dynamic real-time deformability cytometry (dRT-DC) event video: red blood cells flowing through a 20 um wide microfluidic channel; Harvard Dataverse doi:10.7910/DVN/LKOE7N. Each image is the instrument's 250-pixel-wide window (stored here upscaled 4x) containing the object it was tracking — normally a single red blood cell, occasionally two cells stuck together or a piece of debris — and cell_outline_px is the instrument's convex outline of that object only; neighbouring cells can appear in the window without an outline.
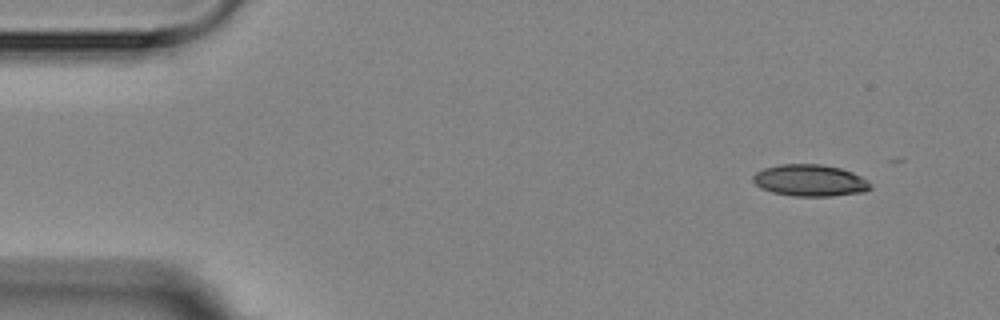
{"species": "Egyptian fruit bat (a non-hibernating species)", "species_latin": "Rousettus aegyptiacus", "temperature_condition": "room temperature", "stored_images_in_passage": 2, "camera_frame_rate_fps": 3000, "um_per_image_px": 0.085, "animal": {"sex": "female"}, "frame": {"image": 1, "passage_image": 1, "time_ms": 0.0, "image_size_px": [1000, 320], "cell_outline_px": [[872, 188], [864, 192], [832, 196], [792, 196], [772, 192], [760, 188], [752, 180], [752, 176], [756, 172], [764, 168], [780, 164], [820, 164], [840, 168], [852, 172], [868, 180], [872, 184]], "centroid_in_image_um": [68.85, 15.34], "position_along_channel_um": 16.1, "area_um2": 21.85}}